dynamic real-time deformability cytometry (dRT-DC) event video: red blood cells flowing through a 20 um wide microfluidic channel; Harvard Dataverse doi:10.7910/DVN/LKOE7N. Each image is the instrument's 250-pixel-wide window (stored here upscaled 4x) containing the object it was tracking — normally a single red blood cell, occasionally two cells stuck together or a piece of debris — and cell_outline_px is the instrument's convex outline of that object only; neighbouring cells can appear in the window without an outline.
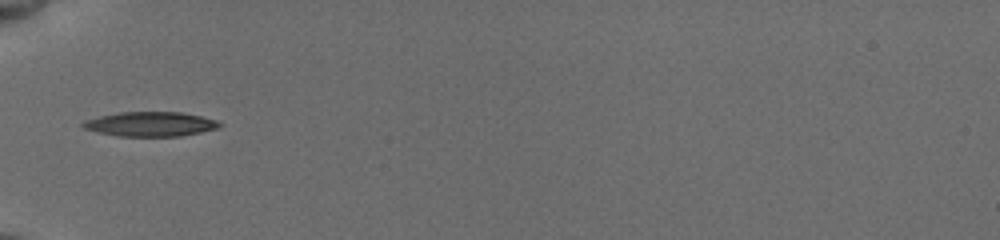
{"species": "common noctule bat (a hibernating species)", "species_latin": "Nyctalus noctula", "temperature_condition": "cold", "stored_images_in_passage": 8, "camera_frame_rate_fps": 3000, "um_per_image_px": 0.085, "animal": {"sex": "female", "body_mass_g": 19.5, "forearm_length_mm": 54.1}, "frame": {"image": 1, "passage_image": 1, "time_ms": 0.0, "image_size_px": [1000, 240], "cell_outline_px": [[224, 124], [220, 128], [180, 136], [120, 136], [96, 132], [84, 128], [80, 124], [84, 120], [100, 116], [120, 112], [180, 112], [200, 116], [216, 120]], "centroid_in_image_um": [12.79, 10.55], "position_along_channel_um": 72.2, "area_um2": 19.54}}
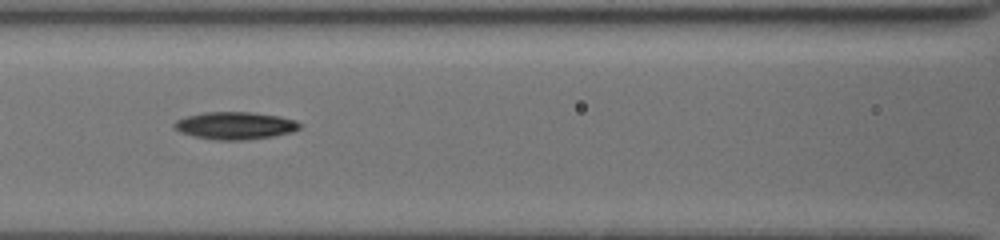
{"frame": {"image": 2, "passage_image": 5, "time_ms": 2.0, "image_size_px": [1000, 240], "cell_outline_px": [[300, 128], [292, 132], [272, 136], [240, 140], [216, 140], [196, 136], [180, 132], [172, 124], [176, 120], [184, 116], [204, 112], [252, 112], [280, 116], [296, 120], [300, 124]], "centroid_in_image_um": [19.98, 10.66], "position_along_channel_um": 146.6, "area_um2": 20.0}}
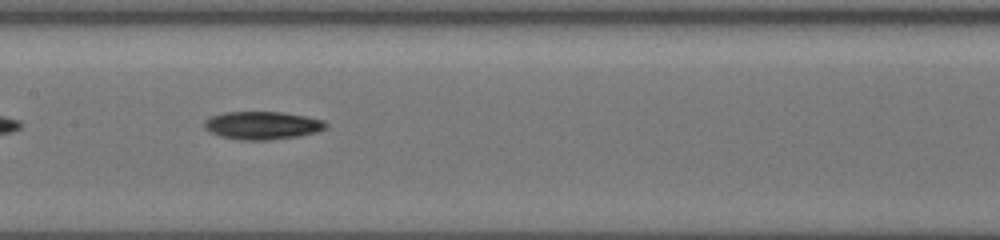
{"frame": {"image": 3, "passage_image": 6, "time_ms": 3.0, "image_size_px": [1000, 240], "cell_outline_px": [[328, 128], [316, 132], [300, 136], [264, 140], [240, 140], [220, 136], [204, 128], [204, 120], [212, 116], [224, 112], [284, 112], [308, 116], [324, 120], [328, 124]], "centroid_in_image_um": [22.34, 10.65], "position_along_channel_um": 185.1, "area_um2": 19.94}}